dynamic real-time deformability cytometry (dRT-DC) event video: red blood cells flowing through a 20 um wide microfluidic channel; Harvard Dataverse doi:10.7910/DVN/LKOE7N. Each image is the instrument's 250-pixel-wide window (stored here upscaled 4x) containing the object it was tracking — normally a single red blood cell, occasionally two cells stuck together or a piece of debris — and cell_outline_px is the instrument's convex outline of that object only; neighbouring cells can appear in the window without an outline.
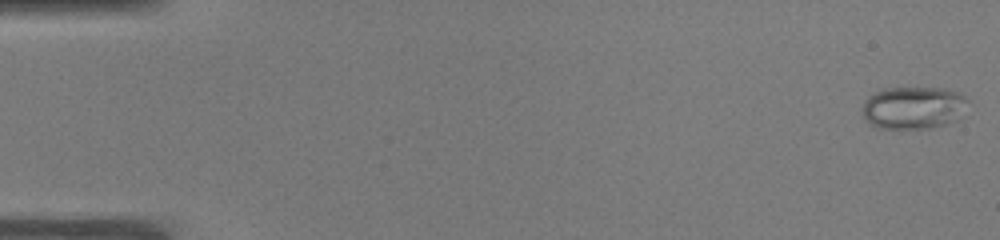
{"species": "common noctule bat (a hibernating species)", "species_latin": "Nyctalus noctula", "temperature_condition": "warm", "stored_images_in_passage": 52, "camera_frame_rate_fps": 3000, "um_per_image_px": 0.085, "animal": {"sex": "male", "body_mass_g": 19.0, "forearm_length_mm": 50.8}, "frame": {"image": 1, "passage_image": 1, "time_ms": 0.0, "image_size_px": [1000, 240], "cell_outline_px": [[968, 100], [956, 120], [932, 128], [876, 128], [864, 120], [860, 108], [864, 100], [868, 96], [884, 88], [944, 88], [960, 92]], "centroid_in_image_um": [77.56, 9.15], "position_along_channel_um": 7.4, "area_um2": 26.3}}
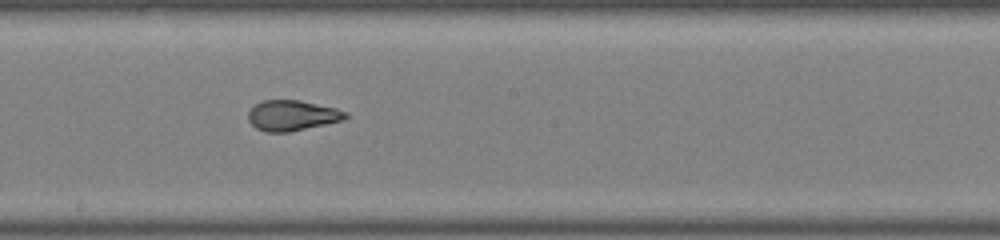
{"frame": {"image": 2, "passage_image": 29, "time_ms": 9.333, "image_size_px": [1000, 240], "cell_outline_px": [[348, 116], [344, 120], [288, 132], [264, 132], [256, 128], [248, 120], [248, 112], [256, 104], [264, 100], [300, 100], [336, 108], [348, 112]], "centroid_in_image_um": [24.84, 9.81], "position_along_channel_um": 223.4, "area_um2": 17.22}}
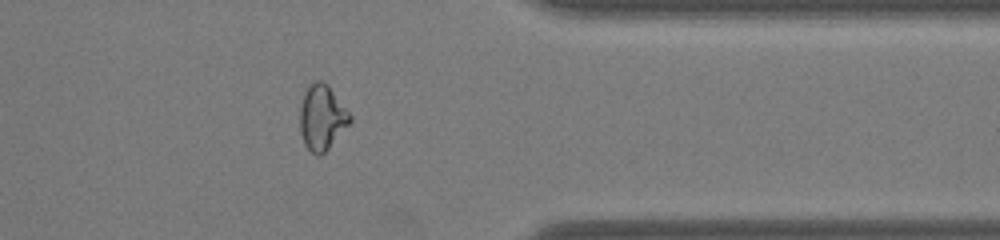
{"frame": {"image": 3, "passage_image": 42, "time_ms": 13.667, "image_size_px": [1000, 240], "cell_outline_px": [[352, 120], [328, 148], [320, 156], [316, 156], [304, 144], [300, 132], [300, 108], [304, 92], [308, 84], [316, 80], [324, 80], [328, 84], [352, 116]], "centroid_in_image_um": [27.35, 9.95], "position_along_channel_um": 384.0, "area_um2": 19.02}, "authors_computed_cell_mechanics": {"area_um2": 19.9988, "velocity_mm_per_s": 3.9408, "shape_relaxation_time_tau1_ms": null, "shape_relaxation_time_tau2_ms": 0.836, "deformation_change_tau1": null, "deformation_change_tau2": 0.0479}}